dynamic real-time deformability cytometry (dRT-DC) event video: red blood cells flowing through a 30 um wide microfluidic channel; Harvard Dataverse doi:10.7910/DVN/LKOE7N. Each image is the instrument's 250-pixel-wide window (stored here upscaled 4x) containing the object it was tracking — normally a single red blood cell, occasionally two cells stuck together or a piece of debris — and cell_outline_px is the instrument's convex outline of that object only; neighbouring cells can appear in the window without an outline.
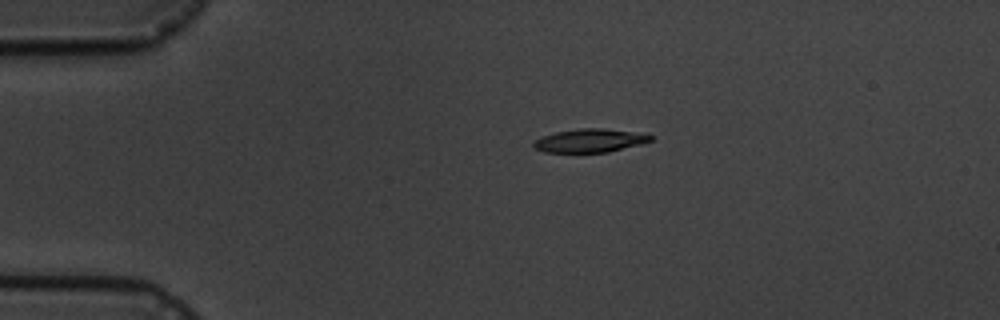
{"species": "common noctule bat (a hibernating species)", "species_latin": "Nyctalus noctula", "temperature_condition": "cold", "stored_images_in_passage": 2, "camera_frame_rate_fps": 3000, "um_per_image_px": 0.085, "animal": {"sex": "male", "body_mass_g": 19.5, "forearm_length_mm": 54.6}, "frame": {"image": 1, "passage_image": 1, "time_ms": 0.0, "image_size_px": [1000, 320], "cell_outline_px": [[656, 136], [652, 140], [640, 144], [608, 152], [544, 152], [536, 148], [532, 144], [532, 140], [556, 132], [580, 128], [604, 128], [632, 132]], "centroid_in_image_um": [50.12, 11.95], "position_along_channel_um": 34.9, "area_um2": 15.84}}